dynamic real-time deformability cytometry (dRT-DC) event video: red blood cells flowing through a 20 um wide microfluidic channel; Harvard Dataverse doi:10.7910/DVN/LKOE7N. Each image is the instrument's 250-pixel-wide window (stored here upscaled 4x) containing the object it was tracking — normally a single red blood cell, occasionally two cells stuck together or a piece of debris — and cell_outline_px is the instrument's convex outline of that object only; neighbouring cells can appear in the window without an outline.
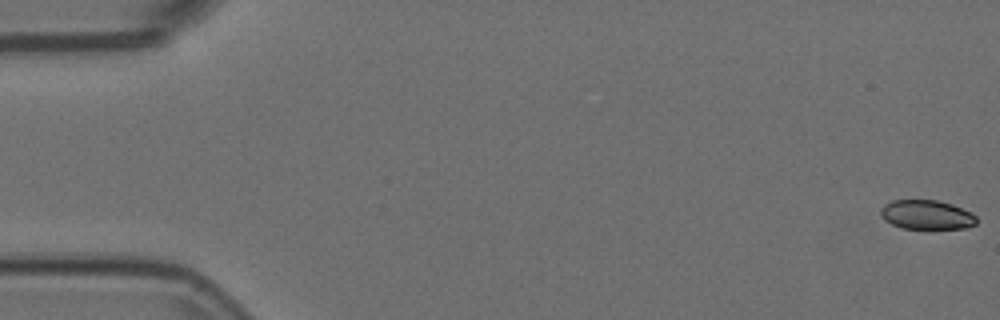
{"species": "Egyptian fruit bat (a non-hibernating species)", "species_latin": "Rousettus aegyptiacus", "temperature_condition": "room temperature", "stored_images_in_passage": 55, "camera_frame_rate_fps": 3000, "um_per_image_px": 0.085, "animal": {"sex": "female"}, "frame": {"image": 1, "passage_image": 1, "time_ms": 0.0, "image_size_px": [1000, 320], "cell_outline_px": [[976, 224], [964, 228], [900, 228], [884, 220], [880, 216], [880, 208], [884, 204], [892, 200], [936, 200], [952, 204], [972, 212], [976, 216]], "centroid_in_image_um": [78.74, 18.24], "position_along_channel_um": 6.3, "area_um2": 16.42}}
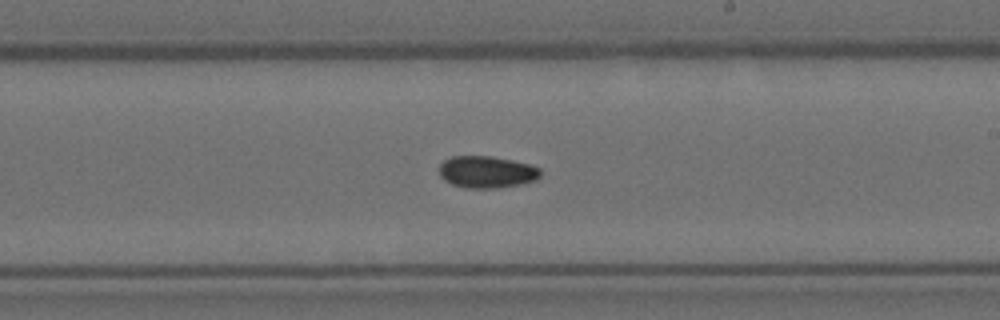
{"frame": {"image": 2, "passage_image": 32, "time_ms": 10.333, "image_size_px": [1000, 320], "cell_outline_px": [[540, 176], [536, 180], [520, 184], [496, 188], [464, 188], [452, 184], [444, 180], [440, 176], [440, 164], [444, 160], [452, 156], [492, 156], [512, 160], [528, 164], [540, 168]], "centroid_in_image_um": [41.36, 14.62], "position_along_channel_um": 247.6, "area_um2": 18.84}}
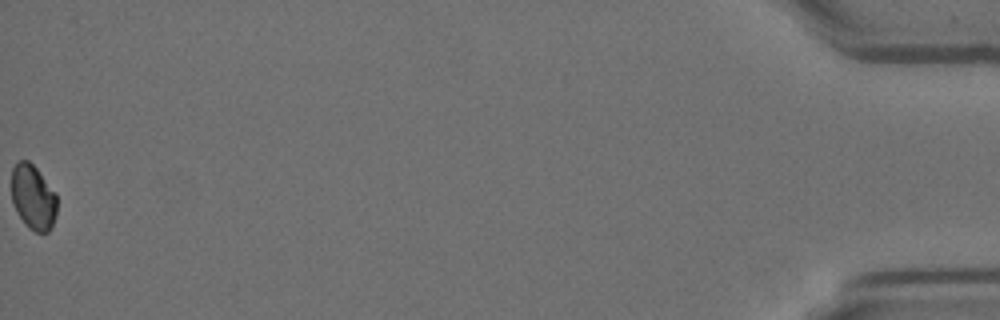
{"frame": {"image": 3, "passage_image": 55, "time_ms": 18.0, "image_size_px": [1000, 320], "cell_outline_px": [[56, 216], [48, 232], [36, 232], [28, 228], [24, 224], [16, 212], [12, 200], [12, 168], [20, 160], [28, 160], [36, 168], [56, 192]], "centroid_in_image_um": [2.81, 16.77], "position_along_channel_um": 432.4, "area_um2": 17.22}}